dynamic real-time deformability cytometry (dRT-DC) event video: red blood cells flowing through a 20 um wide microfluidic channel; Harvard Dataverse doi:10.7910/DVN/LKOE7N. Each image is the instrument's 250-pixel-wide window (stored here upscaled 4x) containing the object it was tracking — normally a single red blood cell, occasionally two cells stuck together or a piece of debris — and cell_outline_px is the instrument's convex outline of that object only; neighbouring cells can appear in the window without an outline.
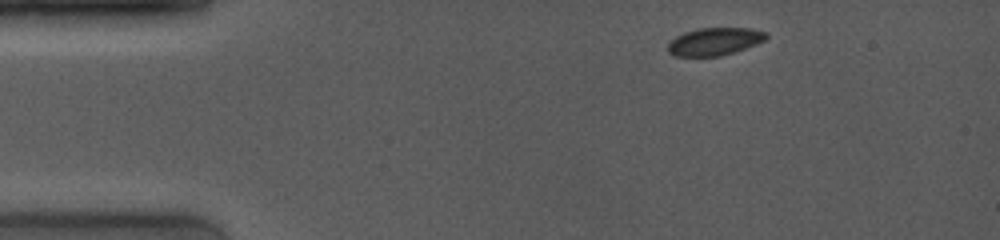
{"species": "common noctule bat (a hibernating species)", "species_latin": "Nyctalus noctula", "temperature_condition": "room temperature", "stored_images_in_passage": 28, "camera_frame_rate_fps": 4000, "um_per_image_px": 0.085, "animal": {"sex": "female", "body_mass_g": 19.0, "forearm_length_mm": 53.3}, "frame": {"image": 1, "passage_image": 1, "time_ms": 0.0, "image_size_px": [1000, 240], "cell_outline_px": [[768, 36], [764, 40], [756, 44], [720, 56], [672, 56], [668, 52], [668, 44], [676, 36], [684, 32], [700, 28], [752, 28], [768, 32]], "centroid_in_image_um": [60.73, 3.52], "position_along_channel_um": 24.3, "area_um2": 15.78}}
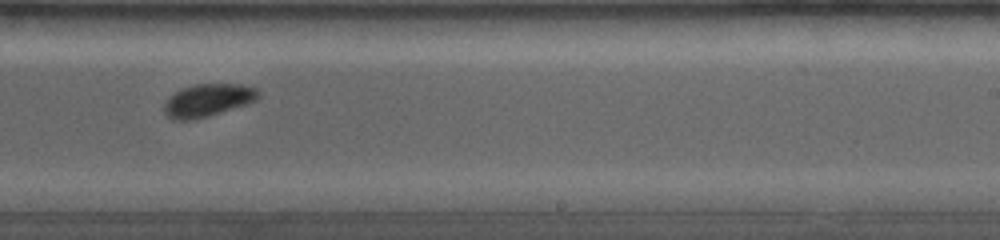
{"frame": {"image": 2, "passage_image": 18, "time_ms": 8.0, "image_size_px": [1000, 240], "cell_outline_px": [[260, 96], [256, 100], [208, 116], [192, 120], [172, 120], [164, 112], [164, 104], [180, 88], [196, 84], [244, 84], [256, 88], [260, 92]], "centroid_in_image_um": [17.67, 8.51], "position_along_channel_um": 271.3, "area_um2": 17.74}}
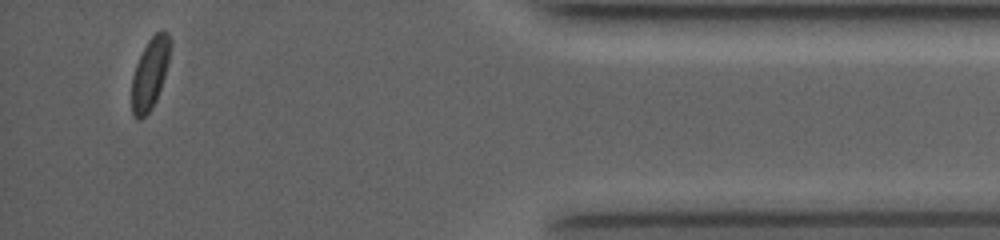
{"frame": {"image": 3, "passage_image": 26, "time_ms": 12.75, "image_size_px": [1000, 240], "cell_outline_px": [[172, 48], [164, 76], [156, 100], [152, 108], [140, 120], [136, 120], [132, 112], [132, 76], [136, 64], [148, 40], [160, 28], [164, 28], [168, 32], [172, 40]], "centroid_in_image_um": [12.78, 6.18], "position_along_channel_um": 422.4, "area_um2": 16.18}, "authors_computed_cell_mechanics": {"area_um2": 17.3111, "velocity_mm_per_s": 3.9848, "shape_relaxation_time_tau1_ms": 1.3721, "shape_relaxation_time_tau2_ms": null, "deformation_change_tau1": 0.057, "deformation_change_tau2": null}}